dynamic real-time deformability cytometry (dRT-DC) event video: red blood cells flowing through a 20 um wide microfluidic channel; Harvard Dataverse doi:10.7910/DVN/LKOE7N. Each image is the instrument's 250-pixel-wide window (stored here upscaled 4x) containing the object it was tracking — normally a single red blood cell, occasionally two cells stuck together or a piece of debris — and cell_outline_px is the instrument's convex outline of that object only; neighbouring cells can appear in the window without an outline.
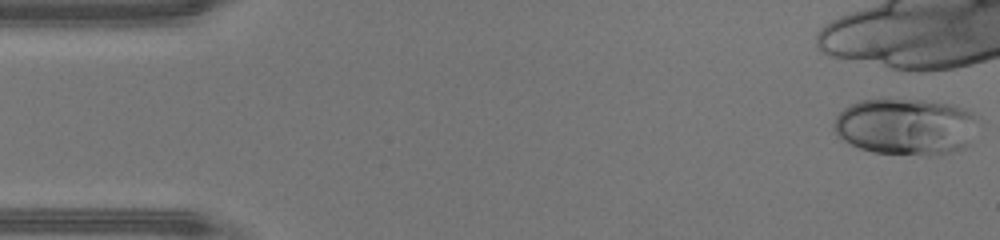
{"species": "human", "species_latin": "Homo sapiens", "temperature_condition": "warm", "stored_images_in_passage": 5, "camera_frame_rate_fps": 3000, "um_per_image_px": 0.085, "donor": {"sex": "male"}, "frame": {"image": 1, "passage_image": 1, "time_ms": 0.0, "image_size_px": [1000, 240], "cell_outline_px": [[980, 116], [968, 144], [964, 148], [936, 156], [928, 156], [872, 152], [860, 148], [836, 136], [832, 128], [832, 124], [836, 116], [848, 104], [860, 100], [888, 96], [924, 100], [952, 104], [972, 112]], "centroid_in_image_um": [76.96, 10.72], "position_along_channel_um": 8.0, "area_um2": 49.01}}